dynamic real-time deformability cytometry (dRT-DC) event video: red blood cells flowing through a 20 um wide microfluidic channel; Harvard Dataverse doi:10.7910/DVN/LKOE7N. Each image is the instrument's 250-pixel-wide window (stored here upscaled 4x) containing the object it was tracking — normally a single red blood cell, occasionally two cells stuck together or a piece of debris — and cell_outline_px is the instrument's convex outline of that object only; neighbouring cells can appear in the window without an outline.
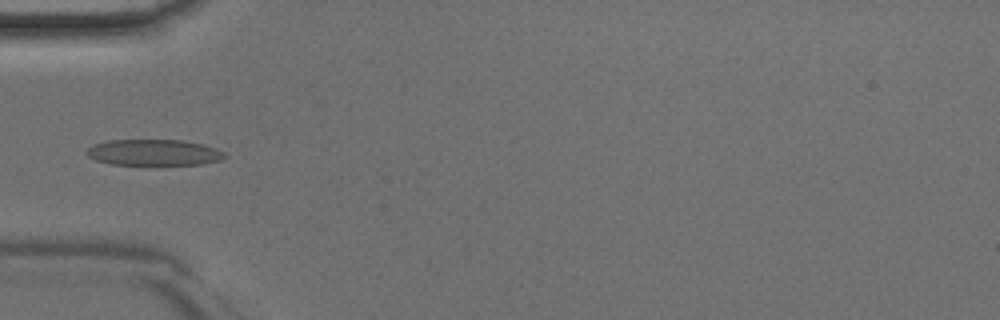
{"species": "Egyptian fruit bat (a non-hibernating species)", "species_latin": "Rousettus aegyptiacus", "temperature_condition": "room temperature", "stored_images_in_passage": 32, "camera_frame_rate_fps": 3000, "um_per_image_px": 0.085, "animal": {"sex": "male"}, "frame": {"image": 1, "passage_image": 1, "time_ms": 0.0, "image_size_px": [1000, 320], "cell_outline_px": [[228, 156], [220, 160], [200, 164], [112, 164], [96, 160], [88, 156], [84, 152], [92, 144], [108, 140], [184, 140], [204, 144], [216, 148], [224, 152]], "centroid_in_image_um": [13.08, 12.94], "position_along_channel_um": 71.9, "area_um2": 20.98}}
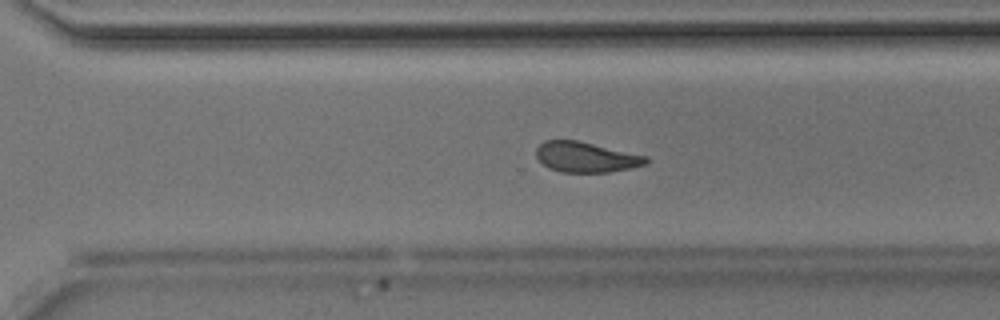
{"frame": {"image": 2, "passage_image": 18, "time_ms": 5.667, "image_size_px": [1000, 320], "cell_outline_px": [[648, 160], [644, 164], [632, 168], [608, 172], [560, 172], [548, 168], [536, 156], [536, 148], [544, 140], [576, 140], [648, 156]], "centroid_in_image_um": [49.79, 13.35], "position_along_channel_um": 320.8, "area_um2": 19.31}}
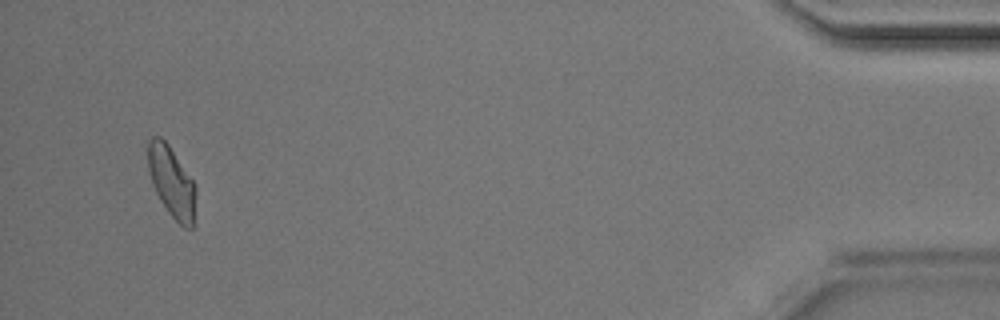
{"frame": {"image": 3, "passage_image": 30, "time_ms": 9.667, "image_size_px": [1000, 320], "cell_outline_px": [[196, 192], [192, 228], [184, 228], [168, 212], [160, 200], [152, 184], [148, 168], [148, 140], [152, 136], [160, 136], [168, 144], [196, 184]], "centroid_in_image_um": [14.59, 15.44], "position_along_channel_um": 420.6, "area_um2": 19.65}}